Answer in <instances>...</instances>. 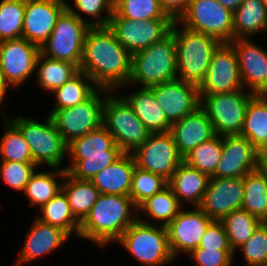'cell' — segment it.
I'll use <instances>...</instances> for the list:
<instances>
[{"instance_id":"obj_1","label":"cell","mask_w":267,"mask_h":266,"mask_svg":"<svg viewBox=\"0 0 267 266\" xmlns=\"http://www.w3.org/2000/svg\"><path fill=\"white\" fill-rule=\"evenodd\" d=\"M79 69L98 89L116 90L128 84L131 54L108 26H91L85 36Z\"/></svg>"},{"instance_id":"obj_2","label":"cell","mask_w":267,"mask_h":266,"mask_svg":"<svg viewBox=\"0 0 267 266\" xmlns=\"http://www.w3.org/2000/svg\"><path fill=\"white\" fill-rule=\"evenodd\" d=\"M137 208L130 196L100 194L88 215L80 223L79 236L104 247L118 240L138 218L130 208Z\"/></svg>"},{"instance_id":"obj_3","label":"cell","mask_w":267,"mask_h":266,"mask_svg":"<svg viewBox=\"0 0 267 266\" xmlns=\"http://www.w3.org/2000/svg\"><path fill=\"white\" fill-rule=\"evenodd\" d=\"M67 153L72 164L65 167V170L73 178L80 180H91L99 171L110 166L124 154L103 125L70 142Z\"/></svg>"},{"instance_id":"obj_4","label":"cell","mask_w":267,"mask_h":266,"mask_svg":"<svg viewBox=\"0 0 267 266\" xmlns=\"http://www.w3.org/2000/svg\"><path fill=\"white\" fill-rule=\"evenodd\" d=\"M177 23L178 21H174L171 28L176 45L177 78L199 86L207 74L212 55L221 42L185 26L179 31Z\"/></svg>"},{"instance_id":"obj_5","label":"cell","mask_w":267,"mask_h":266,"mask_svg":"<svg viewBox=\"0 0 267 266\" xmlns=\"http://www.w3.org/2000/svg\"><path fill=\"white\" fill-rule=\"evenodd\" d=\"M177 79V54L173 33L148 48L131 55L129 83H140L143 88L157 86Z\"/></svg>"},{"instance_id":"obj_6","label":"cell","mask_w":267,"mask_h":266,"mask_svg":"<svg viewBox=\"0 0 267 266\" xmlns=\"http://www.w3.org/2000/svg\"><path fill=\"white\" fill-rule=\"evenodd\" d=\"M139 262L147 266H162L174 260L166 226H155L137 219L117 240Z\"/></svg>"},{"instance_id":"obj_7","label":"cell","mask_w":267,"mask_h":266,"mask_svg":"<svg viewBox=\"0 0 267 266\" xmlns=\"http://www.w3.org/2000/svg\"><path fill=\"white\" fill-rule=\"evenodd\" d=\"M107 94L103 105L102 125L124 153H133L149 138L151 132L136 116L124 99L125 96L113 97L109 92Z\"/></svg>"},{"instance_id":"obj_8","label":"cell","mask_w":267,"mask_h":266,"mask_svg":"<svg viewBox=\"0 0 267 266\" xmlns=\"http://www.w3.org/2000/svg\"><path fill=\"white\" fill-rule=\"evenodd\" d=\"M47 117L44 123L24 117H15L11 121L23 134L36 166L45 163L49 167L59 168L67 153L68 145L50 115Z\"/></svg>"},{"instance_id":"obj_9","label":"cell","mask_w":267,"mask_h":266,"mask_svg":"<svg viewBox=\"0 0 267 266\" xmlns=\"http://www.w3.org/2000/svg\"><path fill=\"white\" fill-rule=\"evenodd\" d=\"M90 27L91 21L81 20L66 9L58 18L51 35L40 47V54L80 67L84 40Z\"/></svg>"},{"instance_id":"obj_10","label":"cell","mask_w":267,"mask_h":266,"mask_svg":"<svg viewBox=\"0 0 267 266\" xmlns=\"http://www.w3.org/2000/svg\"><path fill=\"white\" fill-rule=\"evenodd\" d=\"M243 90L199 95L200 107L211 120L215 134L220 136L240 134L247 105L256 95L251 91L246 93Z\"/></svg>"},{"instance_id":"obj_11","label":"cell","mask_w":267,"mask_h":266,"mask_svg":"<svg viewBox=\"0 0 267 266\" xmlns=\"http://www.w3.org/2000/svg\"><path fill=\"white\" fill-rule=\"evenodd\" d=\"M178 22L221 43H230L234 39L233 12L217 0H191Z\"/></svg>"},{"instance_id":"obj_12","label":"cell","mask_w":267,"mask_h":266,"mask_svg":"<svg viewBox=\"0 0 267 266\" xmlns=\"http://www.w3.org/2000/svg\"><path fill=\"white\" fill-rule=\"evenodd\" d=\"M89 99L70 108L55 110L52 118L58 132L68 145L95 129L103 123V105L107 94L101 97L97 92H108L105 89H97Z\"/></svg>"},{"instance_id":"obj_13","label":"cell","mask_w":267,"mask_h":266,"mask_svg":"<svg viewBox=\"0 0 267 266\" xmlns=\"http://www.w3.org/2000/svg\"><path fill=\"white\" fill-rule=\"evenodd\" d=\"M173 22L172 19L132 20L111 17L108 27L118 42L133 55L166 37L171 32Z\"/></svg>"},{"instance_id":"obj_14","label":"cell","mask_w":267,"mask_h":266,"mask_svg":"<svg viewBox=\"0 0 267 266\" xmlns=\"http://www.w3.org/2000/svg\"><path fill=\"white\" fill-rule=\"evenodd\" d=\"M132 155L138 168L161 175L166 180L183 162L170 132L151 133Z\"/></svg>"},{"instance_id":"obj_15","label":"cell","mask_w":267,"mask_h":266,"mask_svg":"<svg viewBox=\"0 0 267 266\" xmlns=\"http://www.w3.org/2000/svg\"><path fill=\"white\" fill-rule=\"evenodd\" d=\"M238 57L231 43H221L214 51L207 74L198 86L199 95L242 90Z\"/></svg>"},{"instance_id":"obj_16","label":"cell","mask_w":267,"mask_h":266,"mask_svg":"<svg viewBox=\"0 0 267 266\" xmlns=\"http://www.w3.org/2000/svg\"><path fill=\"white\" fill-rule=\"evenodd\" d=\"M150 89L171 124L195 112L201 105L198 86L178 78Z\"/></svg>"},{"instance_id":"obj_17","label":"cell","mask_w":267,"mask_h":266,"mask_svg":"<svg viewBox=\"0 0 267 266\" xmlns=\"http://www.w3.org/2000/svg\"><path fill=\"white\" fill-rule=\"evenodd\" d=\"M40 47L25 38L0 42V67L6 84L18 86L36 70Z\"/></svg>"},{"instance_id":"obj_18","label":"cell","mask_w":267,"mask_h":266,"mask_svg":"<svg viewBox=\"0 0 267 266\" xmlns=\"http://www.w3.org/2000/svg\"><path fill=\"white\" fill-rule=\"evenodd\" d=\"M258 150L239 134L222 136V155L210 178H239L257 170Z\"/></svg>"},{"instance_id":"obj_19","label":"cell","mask_w":267,"mask_h":266,"mask_svg":"<svg viewBox=\"0 0 267 266\" xmlns=\"http://www.w3.org/2000/svg\"><path fill=\"white\" fill-rule=\"evenodd\" d=\"M66 9L64 0H25L22 38L41 47Z\"/></svg>"},{"instance_id":"obj_20","label":"cell","mask_w":267,"mask_h":266,"mask_svg":"<svg viewBox=\"0 0 267 266\" xmlns=\"http://www.w3.org/2000/svg\"><path fill=\"white\" fill-rule=\"evenodd\" d=\"M243 196V177L210 178L198 207L212 220L221 221L229 213L241 209Z\"/></svg>"},{"instance_id":"obj_21","label":"cell","mask_w":267,"mask_h":266,"mask_svg":"<svg viewBox=\"0 0 267 266\" xmlns=\"http://www.w3.org/2000/svg\"><path fill=\"white\" fill-rule=\"evenodd\" d=\"M212 221L199 207L186 212L180 210L166 226L172 256L176 258L178 253H190L197 248Z\"/></svg>"},{"instance_id":"obj_22","label":"cell","mask_w":267,"mask_h":266,"mask_svg":"<svg viewBox=\"0 0 267 266\" xmlns=\"http://www.w3.org/2000/svg\"><path fill=\"white\" fill-rule=\"evenodd\" d=\"M236 50L241 80L255 94H267V51L248 38L233 39L230 42Z\"/></svg>"},{"instance_id":"obj_23","label":"cell","mask_w":267,"mask_h":266,"mask_svg":"<svg viewBox=\"0 0 267 266\" xmlns=\"http://www.w3.org/2000/svg\"><path fill=\"white\" fill-rule=\"evenodd\" d=\"M169 132L183 158L198 145L216 135L211 120L201 107L173 123Z\"/></svg>"},{"instance_id":"obj_24","label":"cell","mask_w":267,"mask_h":266,"mask_svg":"<svg viewBox=\"0 0 267 266\" xmlns=\"http://www.w3.org/2000/svg\"><path fill=\"white\" fill-rule=\"evenodd\" d=\"M69 236L63 229L36 219L24 242L16 266L52 252L63 244L65 240L69 239Z\"/></svg>"},{"instance_id":"obj_25","label":"cell","mask_w":267,"mask_h":266,"mask_svg":"<svg viewBox=\"0 0 267 266\" xmlns=\"http://www.w3.org/2000/svg\"><path fill=\"white\" fill-rule=\"evenodd\" d=\"M135 166L132 153H124L110 166L99 171L90 181L100 194L129 196Z\"/></svg>"},{"instance_id":"obj_26","label":"cell","mask_w":267,"mask_h":266,"mask_svg":"<svg viewBox=\"0 0 267 266\" xmlns=\"http://www.w3.org/2000/svg\"><path fill=\"white\" fill-rule=\"evenodd\" d=\"M209 180L208 175L188 166L183 161L168 180V186L181 205H183L182 201L185 200L184 202L187 201L192 203L194 207H198L201 204Z\"/></svg>"},{"instance_id":"obj_27","label":"cell","mask_w":267,"mask_h":266,"mask_svg":"<svg viewBox=\"0 0 267 266\" xmlns=\"http://www.w3.org/2000/svg\"><path fill=\"white\" fill-rule=\"evenodd\" d=\"M151 133L169 132L171 123L150 88H140L124 98Z\"/></svg>"},{"instance_id":"obj_28","label":"cell","mask_w":267,"mask_h":266,"mask_svg":"<svg viewBox=\"0 0 267 266\" xmlns=\"http://www.w3.org/2000/svg\"><path fill=\"white\" fill-rule=\"evenodd\" d=\"M239 135L257 150L267 147V94H256L249 101Z\"/></svg>"},{"instance_id":"obj_29","label":"cell","mask_w":267,"mask_h":266,"mask_svg":"<svg viewBox=\"0 0 267 266\" xmlns=\"http://www.w3.org/2000/svg\"><path fill=\"white\" fill-rule=\"evenodd\" d=\"M62 190L67 196L74 217L81 223L97 202L99 190L90 180L73 178L68 172Z\"/></svg>"},{"instance_id":"obj_30","label":"cell","mask_w":267,"mask_h":266,"mask_svg":"<svg viewBox=\"0 0 267 266\" xmlns=\"http://www.w3.org/2000/svg\"><path fill=\"white\" fill-rule=\"evenodd\" d=\"M234 39L267 30V10L262 0H244L233 12Z\"/></svg>"},{"instance_id":"obj_31","label":"cell","mask_w":267,"mask_h":266,"mask_svg":"<svg viewBox=\"0 0 267 266\" xmlns=\"http://www.w3.org/2000/svg\"><path fill=\"white\" fill-rule=\"evenodd\" d=\"M244 196L241 208L267 222V177L258 170L243 177Z\"/></svg>"},{"instance_id":"obj_32","label":"cell","mask_w":267,"mask_h":266,"mask_svg":"<svg viewBox=\"0 0 267 266\" xmlns=\"http://www.w3.org/2000/svg\"><path fill=\"white\" fill-rule=\"evenodd\" d=\"M36 69L39 85L51 92L63 86L80 71L79 67L71 62L51 59L42 54H39Z\"/></svg>"},{"instance_id":"obj_33","label":"cell","mask_w":267,"mask_h":266,"mask_svg":"<svg viewBox=\"0 0 267 266\" xmlns=\"http://www.w3.org/2000/svg\"><path fill=\"white\" fill-rule=\"evenodd\" d=\"M40 210L42 214L37 219L51 226L59 227L69 235L76 231L75 234L79 236L80 222L74 217L63 190L44 204Z\"/></svg>"},{"instance_id":"obj_34","label":"cell","mask_w":267,"mask_h":266,"mask_svg":"<svg viewBox=\"0 0 267 266\" xmlns=\"http://www.w3.org/2000/svg\"><path fill=\"white\" fill-rule=\"evenodd\" d=\"M53 169L55 172H34L31 175L24 189V193L30 198L31 206L39 205L41 208L62 190V183L58 185L54 179L59 176L65 177L67 171L65 168Z\"/></svg>"},{"instance_id":"obj_35","label":"cell","mask_w":267,"mask_h":266,"mask_svg":"<svg viewBox=\"0 0 267 266\" xmlns=\"http://www.w3.org/2000/svg\"><path fill=\"white\" fill-rule=\"evenodd\" d=\"M92 83L93 81L84 72L79 71L63 86L53 91L57 101L55 108L49 114L51 115L55 110L73 107L89 99L97 91Z\"/></svg>"},{"instance_id":"obj_36","label":"cell","mask_w":267,"mask_h":266,"mask_svg":"<svg viewBox=\"0 0 267 266\" xmlns=\"http://www.w3.org/2000/svg\"><path fill=\"white\" fill-rule=\"evenodd\" d=\"M233 251L243 245L262 221L244 209H237L221 220Z\"/></svg>"},{"instance_id":"obj_37","label":"cell","mask_w":267,"mask_h":266,"mask_svg":"<svg viewBox=\"0 0 267 266\" xmlns=\"http://www.w3.org/2000/svg\"><path fill=\"white\" fill-rule=\"evenodd\" d=\"M222 155V136L215 135L188 153L183 161L190 167L212 177Z\"/></svg>"},{"instance_id":"obj_38","label":"cell","mask_w":267,"mask_h":266,"mask_svg":"<svg viewBox=\"0 0 267 266\" xmlns=\"http://www.w3.org/2000/svg\"><path fill=\"white\" fill-rule=\"evenodd\" d=\"M180 206L182 205L178 202L172 189L167 186L161 192L154 194L142 202L136 211H145L150 215V218L164 220L161 224L162 226H167L181 210Z\"/></svg>"},{"instance_id":"obj_39","label":"cell","mask_w":267,"mask_h":266,"mask_svg":"<svg viewBox=\"0 0 267 266\" xmlns=\"http://www.w3.org/2000/svg\"><path fill=\"white\" fill-rule=\"evenodd\" d=\"M111 17L132 20L171 19L161 8L159 0H114Z\"/></svg>"},{"instance_id":"obj_40","label":"cell","mask_w":267,"mask_h":266,"mask_svg":"<svg viewBox=\"0 0 267 266\" xmlns=\"http://www.w3.org/2000/svg\"><path fill=\"white\" fill-rule=\"evenodd\" d=\"M25 0L0 2V42L22 38Z\"/></svg>"},{"instance_id":"obj_41","label":"cell","mask_w":267,"mask_h":266,"mask_svg":"<svg viewBox=\"0 0 267 266\" xmlns=\"http://www.w3.org/2000/svg\"><path fill=\"white\" fill-rule=\"evenodd\" d=\"M4 122L8 129L0 141L2 161L34 163L30 148L19 128L6 118Z\"/></svg>"},{"instance_id":"obj_42","label":"cell","mask_w":267,"mask_h":266,"mask_svg":"<svg viewBox=\"0 0 267 266\" xmlns=\"http://www.w3.org/2000/svg\"><path fill=\"white\" fill-rule=\"evenodd\" d=\"M167 186L168 180L163 176L144 171L135 166L129 196L138 207L147 198L161 192Z\"/></svg>"},{"instance_id":"obj_43","label":"cell","mask_w":267,"mask_h":266,"mask_svg":"<svg viewBox=\"0 0 267 266\" xmlns=\"http://www.w3.org/2000/svg\"><path fill=\"white\" fill-rule=\"evenodd\" d=\"M239 248L243 250L248 266H267V222H262Z\"/></svg>"},{"instance_id":"obj_44","label":"cell","mask_w":267,"mask_h":266,"mask_svg":"<svg viewBox=\"0 0 267 266\" xmlns=\"http://www.w3.org/2000/svg\"><path fill=\"white\" fill-rule=\"evenodd\" d=\"M74 7L77 10H73L67 4V10L76 15L79 19L84 20L81 17L80 12L97 18L96 21H91V26H108L110 18L114 12V0H74ZM108 12L106 16H102V12Z\"/></svg>"},{"instance_id":"obj_45","label":"cell","mask_w":267,"mask_h":266,"mask_svg":"<svg viewBox=\"0 0 267 266\" xmlns=\"http://www.w3.org/2000/svg\"><path fill=\"white\" fill-rule=\"evenodd\" d=\"M0 174L5 183L17 191H24L31 175L35 172L34 163L1 161Z\"/></svg>"},{"instance_id":"obj_46","label":"cell","mask_w":267,"mask_h":266,"mask_svg":"<svg viewBox=\"0 0 267 266\" xmlns=\"http://www.w3.org/2000/svg\"><path fill=\"white\" fill-rule=\"evenodd\" d=\"M189 254L198 266H231L234 251L195 248Z\"/></svg>"},{"instance_id":"obj_47","label":"cell","mask_w":267,"mask_h":266,"mask_svg":"<svg viewBox=\"0 0 267 266\" xmlns=\"http://www.w3.org/2000/svg\"><path fill=\"white\" fill-rule=\"evenodd\" d=\"M197 248L233 250L221 221L213 220L209 224Z\"/></svg>"},{"instance_id":"obj_48","label":"cell","mask_w":267,"mask_h":266,"mask_svg":"<svg viewBox=\"0 0 267 266\" xmlns=\"http://www.w3.org/2000/svg\"><path fill=\"white\" fill-rule=\"evenodd\" d=\"M191 0H159L160 6L173 21H178L185 13Z\"/></svg>"},{"instance_id":"obj_49","label":"cell","mask_w":267,"mask_h":266,"mask_svg":"<svg viewBox=\"0 0 267 266\" xmlns=\"http://www.w3.org/2000/svg\"><path fill=\"white\" fill-rule=\"evenodd\" d=\"M257 170L267 177V147L258 150Z\"/></svg>"},{"instance_id":"obj_50","label":"cell","mask_w":267,"mask_h":266,"mask_svg":"<svg viewBox=\"0 0 267 266\" xmlns=\"http://www.w3.org/2000/svg\"><path fill=\"white\" fill-rule=\"evenodd\" d=\"M220 5L234 12L244 0H217Z\"/></svg>"},{"instance_id":"obj_51","label":"cell","mask_w":267,"mask_h":266,"mask_svg":"<svg viewBox=\"0 0 267 266\" xmlns=\"http://www.w3.org/2000/svg\"><path fill=\"white\" fill-rule=\"evenodd\" d=\"M8 87L9 86L5 82L4 74H3V71L0 67V104H1V102H3L5 93H6L7 89H9Z\"/></svg>"},{"instance_id":"obj_52","label":"cell","mask_w":267,"mask_h":266,"mask_svg":"<svg viewBox=\"0 0 267 266\" xmlns=\"http://www.w3.org/2000/svg\"><path fill=\"white\" fill-rule=\"evenodd\" d=\"M263 1V4L264 6L266 7V10H267V0H262Z\"/></svg>"}]
</instances>
